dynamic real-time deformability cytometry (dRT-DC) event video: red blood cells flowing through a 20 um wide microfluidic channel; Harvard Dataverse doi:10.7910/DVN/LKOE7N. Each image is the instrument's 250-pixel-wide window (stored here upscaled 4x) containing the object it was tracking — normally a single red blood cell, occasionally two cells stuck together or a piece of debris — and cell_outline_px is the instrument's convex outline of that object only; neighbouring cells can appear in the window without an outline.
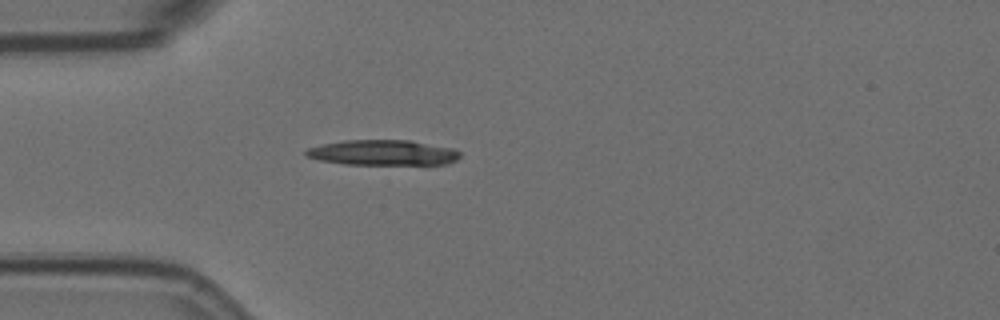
{"species": "Egyptian fruit bat (a non-hibernating species)", "species_latin": "Rousettus aegyptiacus", "temperature_condition": "room temperature", "stored_images_in_passage": 3, "camera_frame_rate_fps": 3000, "um_per_image_px": 0.085, "animal": {"sex": "female"}, "frame": {"image": 1, "passage_image": 3, "time_ms": 0.667, "image_size_px": [1000, 320], "cell_outline_px": [[460, 156], [456, 160], [448, 164], [344, 164], [320, 160], [304, 156], [304, 152], [308, 148], [324, 144], [344, 140], [412, 140], [452, 148], [460, 152]], "centroid_in_image_um": [32.55, 12.97], "position_along_channel_um": 52.5, "area_um2": 22.72}}